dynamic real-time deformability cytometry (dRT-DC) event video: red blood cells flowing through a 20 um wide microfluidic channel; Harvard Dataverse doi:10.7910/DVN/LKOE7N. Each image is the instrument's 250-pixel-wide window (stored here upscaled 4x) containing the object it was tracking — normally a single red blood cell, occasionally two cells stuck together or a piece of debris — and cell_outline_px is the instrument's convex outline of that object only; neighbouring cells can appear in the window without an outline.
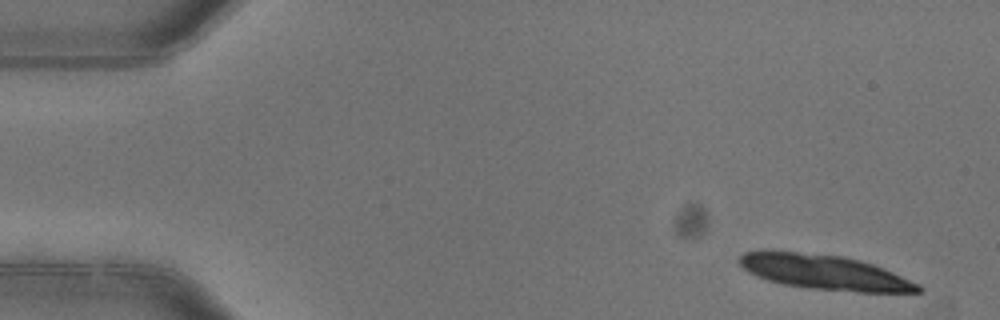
{"species": "common noctule bat (a hibernating species)", "species_latin": "Nyctalus noctula", "temperature_condition": "warm", "stored_images_in_passage": 5, "segment_of_instrument_passage": [1, 2], "camera_frame_rate_fps": 3000, "um_per_image_px": 0.085, "animal": {"sex": "female"}, "frame": {"image": 1, "passage_image": 1, "time_ms": 0.0, "image_size_px": [1000, 320], "cell_outline_px": [[924, 292], [860, 292], [808, 288], [784, 284], [768, 280], [756, 276], [748, 272], [740, 264], [740, 256], [744, 252], [764, 248], [772, 248], [844, 256], [860, 260], [884, 268], [920, 284], [924, 288]], "centroid_in_image_um": [70.04, 23.1], "position_along_channel_um": 15.0, "area_um2": 37.05}}